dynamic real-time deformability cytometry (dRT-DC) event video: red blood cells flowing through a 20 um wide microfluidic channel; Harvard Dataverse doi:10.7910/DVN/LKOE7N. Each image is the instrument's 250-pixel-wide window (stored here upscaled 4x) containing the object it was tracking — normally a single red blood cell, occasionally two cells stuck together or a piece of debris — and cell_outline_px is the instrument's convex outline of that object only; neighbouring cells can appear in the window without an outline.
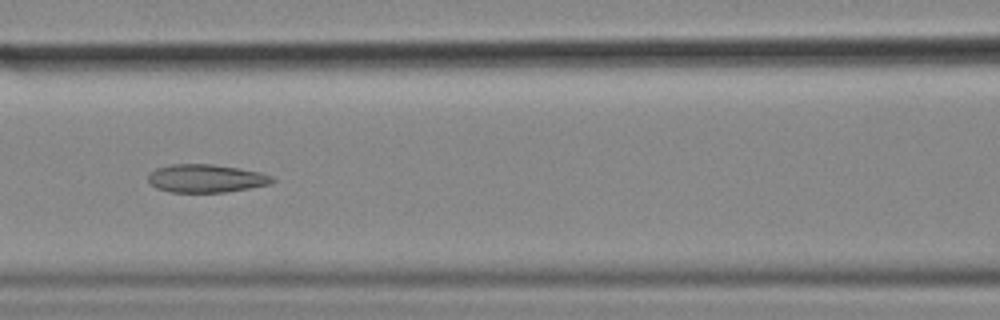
{"species": "common noctule bat (a hibernating species)", "species_latin": "Nyctalus noctula", "temperature_condition": "cold", "stored_images_in_passage": 13, "camera_frame_rate_fps": 3000, "um_per_image_px": 0.085, "animal": {"sex": "female", "body_mass_g": 18.4}, "frame": {"image": 1, "passage_image": 10, "time_ms": 3.0, "image_size_px": [1000, 320], "cell_outline_px": [[276, 180], [272, 184], [224, 192], [172, 192], [156, 188], [148, 180], [148, 176], [156, 168], [172, 164], [212, 164], [240, 168], [260, 172], [272, 176]], "centroid_in_image_um": [17.55, 15.16], "position_along_channel_um": 149.1, "area_um2": 20.29}}